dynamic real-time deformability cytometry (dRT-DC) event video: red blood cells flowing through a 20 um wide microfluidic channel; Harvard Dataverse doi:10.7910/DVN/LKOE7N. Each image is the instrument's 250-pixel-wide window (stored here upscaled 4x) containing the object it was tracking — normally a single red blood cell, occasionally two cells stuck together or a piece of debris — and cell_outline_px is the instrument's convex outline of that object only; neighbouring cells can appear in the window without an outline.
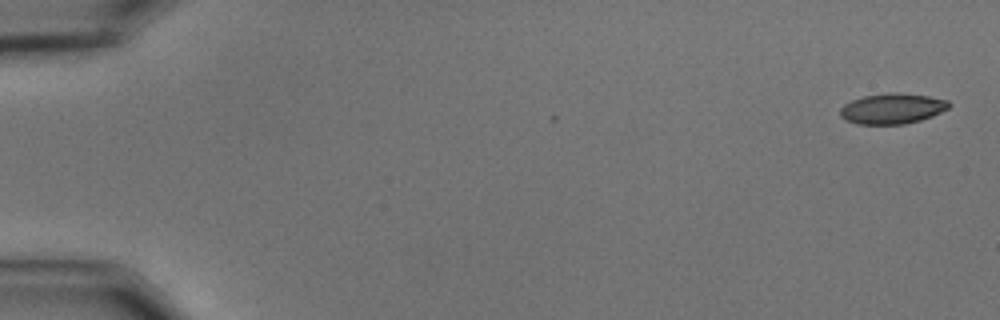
{"species": "common noctule bat (a hibernating species)", "species_latin": "Nyctalus noctula", "temperature_condition": "cold", "stored_images_in_passage": 3, "camera_frame_rate_fps": 3000, "um_per_image_px": 0.085, "animal": {"sex": "male", "body_mass_g": 15.6}, "frame": {"image": 1, "passage_image": 1, "time_ms": 0.0, "image_size_px": [1000, 320], "cell_outline_px": [[952, 104], [948, 108], [932, 116], [920, 120], [904, 124], [856, 124], [844, 120], [840, 116], [840, 108], [844, 104], [852, 100], [864, 96], [888, 92], [896, 92], [928, 96], [948, 100]], "centroid_in_image_um": [75.82, 9.23], "position_along_channel_um": 9.2, "area_um2": 19.42}}